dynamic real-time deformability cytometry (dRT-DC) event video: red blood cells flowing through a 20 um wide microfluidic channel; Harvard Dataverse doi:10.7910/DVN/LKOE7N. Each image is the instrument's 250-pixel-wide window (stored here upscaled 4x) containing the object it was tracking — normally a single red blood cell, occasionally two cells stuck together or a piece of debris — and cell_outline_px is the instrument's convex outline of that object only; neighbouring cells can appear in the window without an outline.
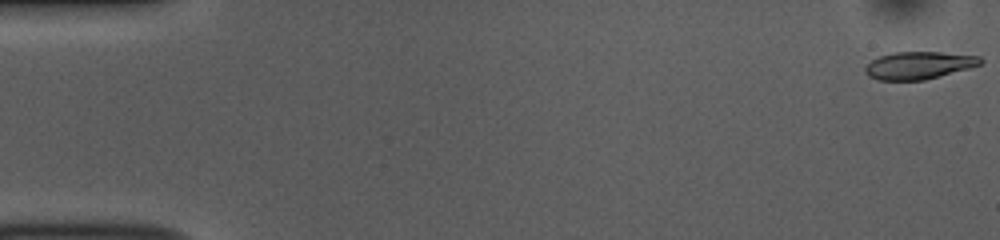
{"species": "common noctule bat (a hibernating species)", "species_latin": "Nyctalus noctula", "temperature_condition": "room temperature", "stored_images_in_passage": 53, "camera_frame_rate_fps": 3000, "um_per_image_px": 0.085, "animal": {"sex": "female", "body_mass_g": 10.0, "forearm_length_mm": 53.1}, "frame": {"image": 1, "passage_image": 1, "time_ms": 0.0, "image_size_px": [1000, 240], "cell_outline_px": [[984, 60], [980, 64], [968, 68], [924, 80], [876, 80], [868, 76], [864, 72], [864, 68], [872, 60], [880, 56], [892, 52], [940, 52], [980, 56]], "centroid_in_image_um": [78.06, 5.55], "position_along_channel_um": 6.9, "area_um2": 18.38}}
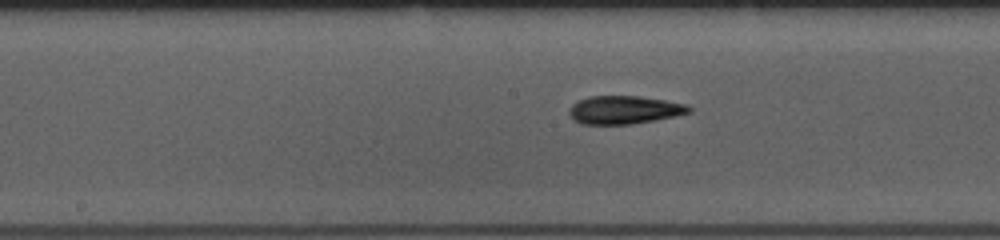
{"frame": {"image": 2, "passage_image": 27, "time_ms": 8.667, "image_size_px": [1000, 240], "cell_outline_px": [[692, 112], [656, 120], [628, 124], [580, 124], [568, 112], [572, 104], [588, 96], [640, 96], [688, 104], [692, 108]], "centroid_in_image_um": [53.1, 9.33], "position_along_channel_um": 195.1, "area_um2": 19.59}}
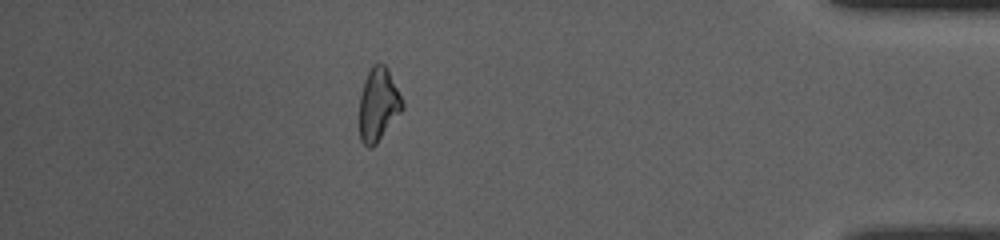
{"frame": {"image": 3, "passage_image": 47, "time_ms": 15.333, "image_size_px": [1000, 240], "cell_outline_px": [[404, 108], [376, 144], [372, 148], [368, 148], [360, 140], [360, 96], [364, 80], [372, 64], [384, 64], [388, 68], [404, 104]], "centroid_in_image_um": [32.15, 8.89], "position_along_channel_um": 403.0, "area_um2": 18.21}, "authors_computed_cell_mechanics": {"area_um2": 19.2474, "velocity_mm_per_s": 3.7737, "shape_relaxation_time_tau1_ms": 3.8885, "shape_relaxation_time_tau2_ms": 2.5571, "deformation_change_tau1": 0.1528, "deformation_change_tau2": 0.099}}